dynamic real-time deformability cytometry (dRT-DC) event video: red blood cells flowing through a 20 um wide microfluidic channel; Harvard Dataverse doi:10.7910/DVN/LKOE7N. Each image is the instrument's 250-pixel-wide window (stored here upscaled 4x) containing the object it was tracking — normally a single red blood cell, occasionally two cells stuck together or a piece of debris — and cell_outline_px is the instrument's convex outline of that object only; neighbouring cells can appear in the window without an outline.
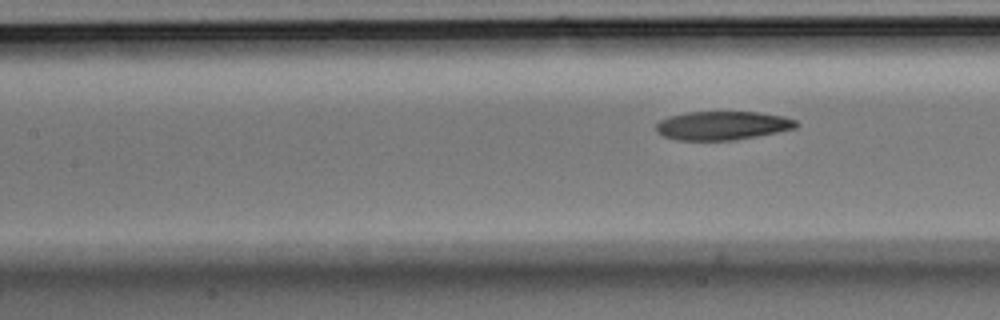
{"species": "Egyptian fruit bat (a non-hibernating species)", "species_latin": "Rousettus aegyptiacus", "temperature_condition": "room temperature", "stored_images_in_passage": 7, "camera_frame_rate_fps": 3000, "um_per_image_px": 0.085, "animal": {"sex": "male"}, "frame": {"image": 1, "passage_image": 7, "time_ms": 2.0, "image_size_px": [1000, 320], "cell_outline_px": [[800, 124], [796, 128], [736, 140], [676, 140], [664, 136], [656, 132], [656, 124], [660, 120], [668, 116], [688, 112], [756, 112], [784, 116], [796, 120]], "centroid_in_image_um": [61.4, 10.67], "position_along_channel_um": 146.0, "area_um2": 23.47}}